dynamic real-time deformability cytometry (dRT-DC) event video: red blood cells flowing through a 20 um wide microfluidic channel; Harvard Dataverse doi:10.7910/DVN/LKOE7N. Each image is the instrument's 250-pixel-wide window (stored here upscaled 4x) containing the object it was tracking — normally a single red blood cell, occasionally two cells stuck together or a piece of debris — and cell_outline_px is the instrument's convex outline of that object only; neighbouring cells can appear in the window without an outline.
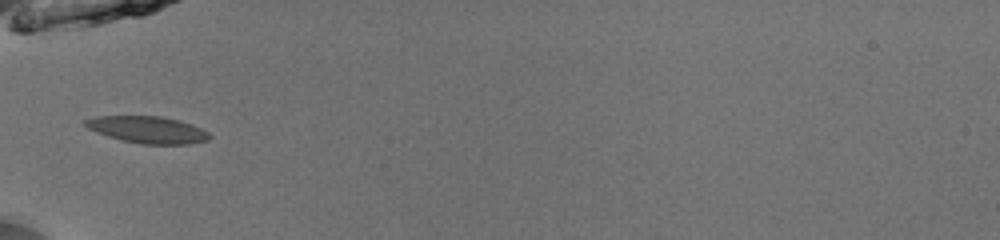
{"species": "common noctule bat (a hibernating species)", "species_latin": "Nyctalus noctula", "temperature_condition": "room temperature", "stored_images_in_passage": 34, "camera_frame_rate_fps": 3000, "um_per_image_px": 0.085, "animal": {"sex": "male", "body_mass_g": 13.0, "forearm_length_mm": 53.1}, "frame": {"image": 1, "passage_image": 1, "time_ms": 0.0, "image_size_px": [1000, 240], "cell_outline_px": [[212, 136], [208, 140], [188, 144], [140, 144], [120, 140], [96, 132], [88, 128], [84, 124], [84, 120], [96, 116], [164, 116], [180, 120], [192, 124], [208, 132]], "centroid_in_image_um": [12.56, 11.02], "position_along_channel_um": 72.4, "area_um2": 19.59}}
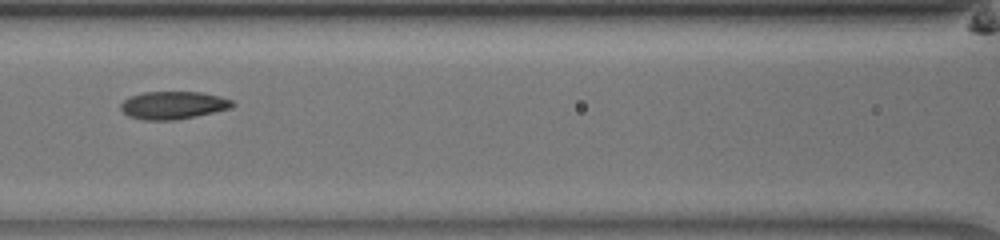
{"frame": {"image": 2, "passage_image": 7, "time_ms": 2.0, "image_size_px": [1000, 240], "cell_outline_px": [[236, 104], [232, 108], [196, 116], [176, 120], [144, 120], [128, 116], [120, 108], [120, 104], [124, 100], [132, 96], [144, 92], [200, 92], [220, 96], [232, 100]], "centroid_in_image_um": [14.74, 8.95], "position_along_channel_um": 151.9, "area_um2": 18.09}}
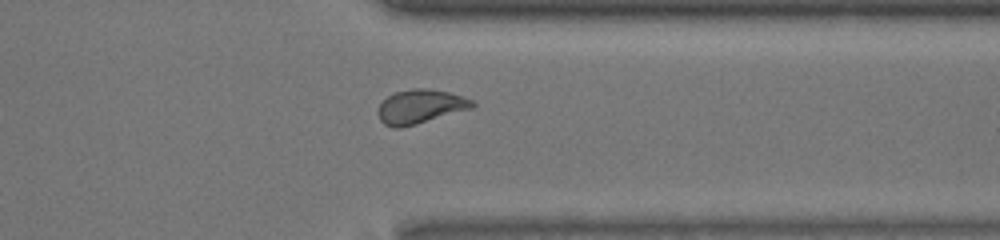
{"frame": {"image": 3, "passage_image": 24, "time_ms": 7.667, "image_size_px": [1000, 240], "cell_outline_px": [[476, 104], [472, 108], [416, 124], [400, 128], [392, 128], [384, 124], [380, 120], [376, 112], [380, 104], [388, 96], [396, 92], [412, 88], [428, 88], [448, 92], [472, 100]], "centroid_in_image_um": [35.69, 9.06], "position_along_channel_um": 375.7, "area_um2": 18.61}, "authors_computed_cell_mechanics": {"area_um2": 18.2359, "velocity_mm_per_s": 3.9597, "shape_relaxation_time_tau1_ms": null, "shape_relaxation_time_tau2_ms": 1.5325, "deformation_change_tau1": null, "deformation_change_tau2": 0.0809}}